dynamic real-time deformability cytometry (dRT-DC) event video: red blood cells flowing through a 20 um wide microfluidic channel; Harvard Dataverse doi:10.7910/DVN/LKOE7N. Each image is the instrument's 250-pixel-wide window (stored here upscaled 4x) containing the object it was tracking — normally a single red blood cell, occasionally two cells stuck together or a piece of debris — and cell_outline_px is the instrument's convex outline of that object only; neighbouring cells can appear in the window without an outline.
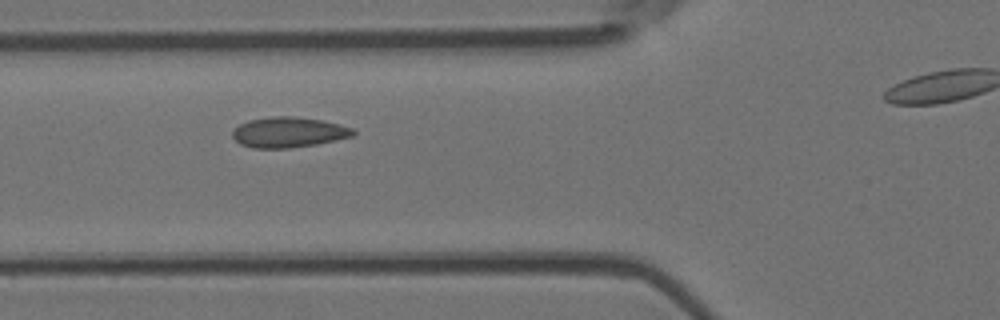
{"species": "Egyptian fruit bat (a non-hibernating species)", "species_latin": "Rousettus aegyptiacus", "temperature_condition": "room temperature", "stored_images_in_passage": 8, "camera_frame_rate_fps": 3000, "um_per_image_px": 0.085, "animal": {"sex": "female"}, "frame": {"image": 1, "passage_image": 5, "time_ms": 1.333, "image_size_px": [1000, 320], "cell_outline_px": [[356, 132], [352, 136], [336, 140], [316, 144], [288, 148], [252, 148], [240, 144], [232, 136], [232, 132], [240, 124], [248, 120], [272, 116], [292, 116], [320, 120], [340, 124], [352, 128]], "centroid_in_image_um": [24.52, 11.24], "position_along_channel_um": 101.3, "area_um2": 21.27}}
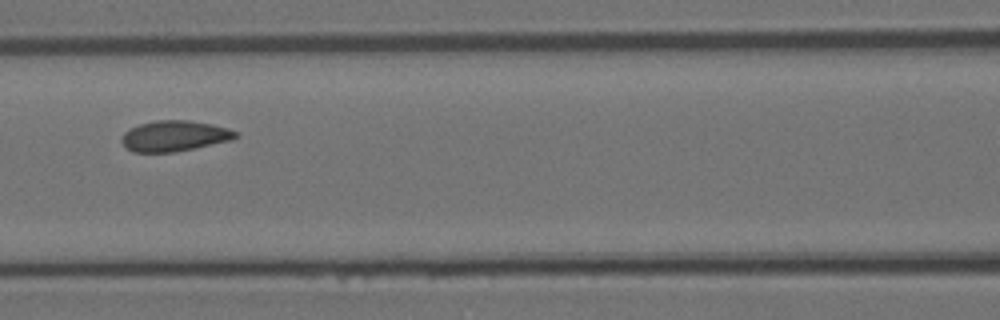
{"frame": {"image": 2, "passage_image": 6, "time_ms": 1.667, "image_size_px": [1000, 320], "cell_outline_px": [[240, 136], [232, 140], [176, 152], [132, 152], [120, 140], [120, 136], [124, 132], [140, 124], [156, 120], [188, 120], [212, 124], [228, 128], [236, 132]], "centroid_in_image_um": [14.84, 11.56], "position_along_channel_um": 151.8, "area_um2": 20.4}}